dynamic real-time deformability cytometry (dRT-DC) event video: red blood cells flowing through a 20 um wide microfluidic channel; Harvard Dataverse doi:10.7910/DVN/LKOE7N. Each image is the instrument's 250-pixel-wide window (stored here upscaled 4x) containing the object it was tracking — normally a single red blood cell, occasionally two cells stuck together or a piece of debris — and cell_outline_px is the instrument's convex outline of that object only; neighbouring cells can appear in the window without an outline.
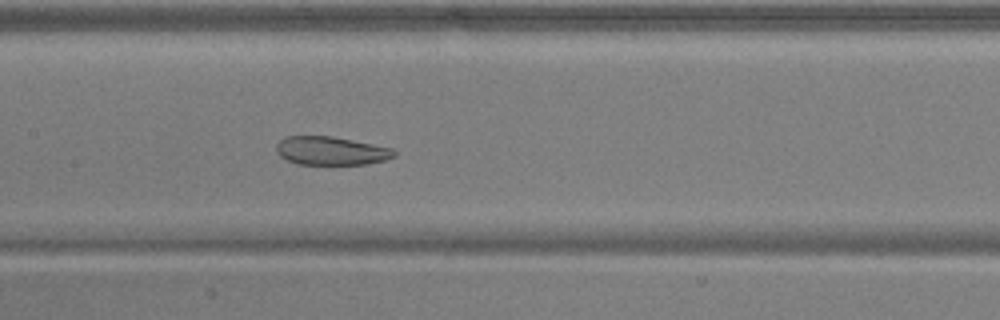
{"species": "common noctule bat (a hibernating species)", "species_latin": "Nyctalus noctula", "temperature_condition": "warm", "stored_images_in_passage": 51, "camera_frame_rate_fps": 3000, "um_per_image_px": 0.085, "animal": {"sex": "male", "body_mass_g": 17.9, "forearm_length_mm": 54.2}, "frame": {"image": 1, "passage_image": 25, "time_ms": 8.0, "image_size_px": [1000, 320], "cell_outline_px": [[396, 156], [384, 160], [368, 164], [296, 164], [280, 156], [276, 152], [276, 144], [284, 136], [332, 136], [392, 148], [396, 152]], "centroid_in_image_um": [28.12, 12.82], "position_along_channel_um": 179.3, "area_um2": 19.54}}
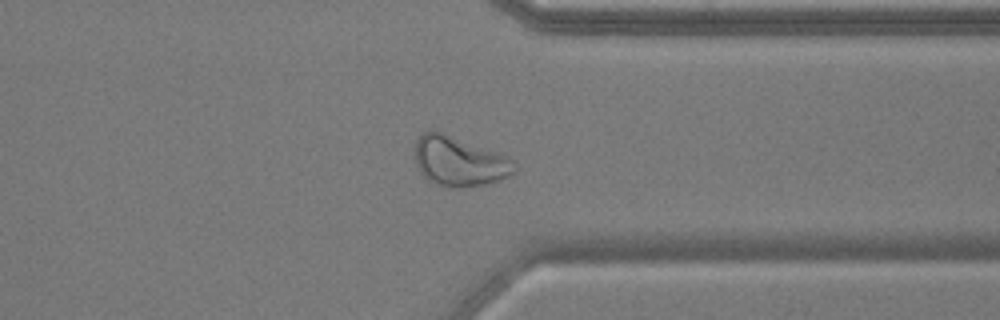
{"frame": {"image": 2, "passage_image": 40, "time_ms": 13.0, "image_size_px": [1000, 320], "cell_outline_px": [[516, 168], [508, 176], [500, 180], [488, 184], [464, 188], [448, 188], [436, 184], [428, 180], [420, 172], [416, 164], [416, 140], [428, 128], [440, 132], [504, 156], [512, 160]], "centroid_in_image_um": [38.98, 13.75], "position_along_channel_um": 372.4, "area_um2": 28.32}}
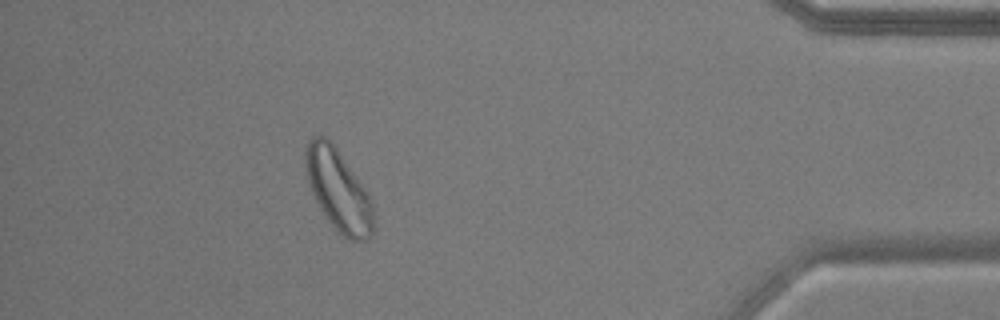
{"frame": {"image": 3, "passage_image": 46, "time_ms": 15.0, "image_size_px": [1000, 320], "cell_outline_px": [[372, 236], [368, 240], [348, 240], [328, 220], [320, 208], [312, 192], [304, 168], [304, 152], [308, 140], [312, 136], [324, 136], [336, 148], [368, 192], [372, 200]], "centroid_in_image_um": [28.74, 16.14], "position_along_channel_um": 406.5, "area_um2": 31.85}, "authors_computed_cell_mechanics": {"area_um2": 29.5358, "velocity_mm_per_s": 3.8958, "shape_relaxation_time_tau1_ms": null, "shape_relaxation_time_tau2_ms": 2.947, "deformation_change_tau1": null, "deformation_change_tau2": 0.0881}}